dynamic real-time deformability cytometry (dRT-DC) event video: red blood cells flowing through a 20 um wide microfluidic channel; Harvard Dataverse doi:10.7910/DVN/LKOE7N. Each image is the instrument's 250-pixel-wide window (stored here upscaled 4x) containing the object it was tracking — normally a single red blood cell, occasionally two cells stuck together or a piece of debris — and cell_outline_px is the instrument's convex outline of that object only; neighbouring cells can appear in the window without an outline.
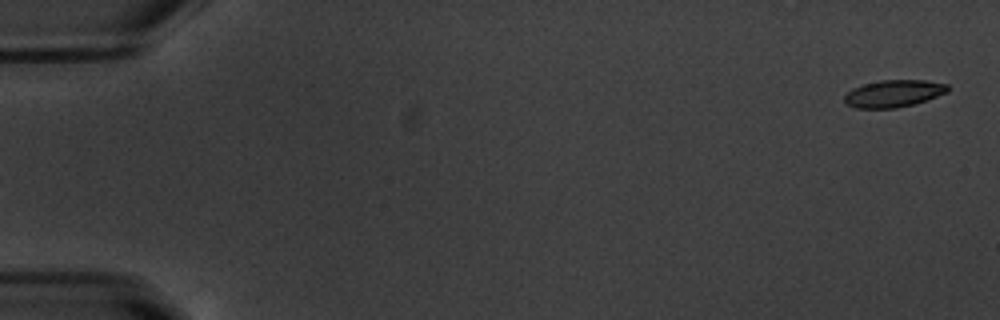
{"species": "common noctule bat (a hibernating species)", "species_latin": "Nyctalus noctula", "temperature_condition": "warm", "stored_images_in_passage": 54, "camera_frame_rate_fps": 3000, "um_per_image_px": 0.085, "animal": {"sex": "male", "body_mass_g": 20.1, "forearm_length_mm": 53.5}, "frame": {"image": 1, "passage_image": 1, "time_ms": 0.0, "image_size_px": [1000, 320], "cell_outline_px": [[948, 92], [912, 104], [896, 108], [856, 108], [848, 104], [844, 100], [844, 96], [852, 88], [864, 84], [880, 80], [924, 80], [948, 84]], "centroid_in_image_um": [75.94, 7.94], "position_along_channel_um": 9.1, "area_um2": 16.13}}
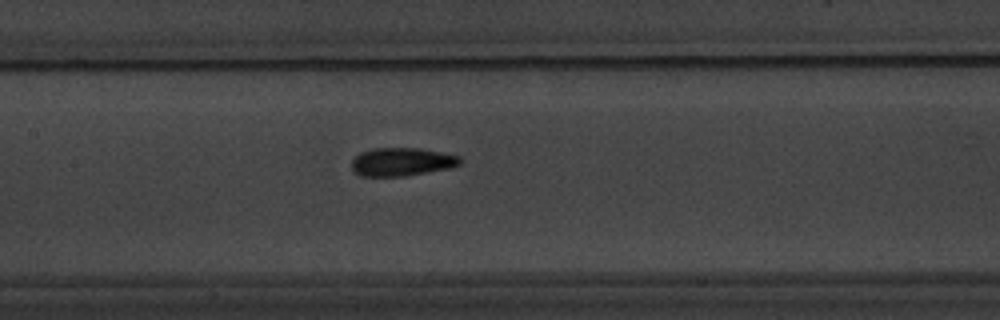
{"frame": {"image": 2, "passage_image": 26, "time_ms": 8.333, "image_size_px": [1000, 320], "cell_outline_px": [[460, 164], [448, 168], [404, 176], [360, 176], [352, 172], [352, 160], [360, 152], [372, 148], [420, 148], [460, 156]], "centroid_in_image_um": [34.09, 13.75], "position_along_channel_um": 173.3, "area_um2": 17.8}}
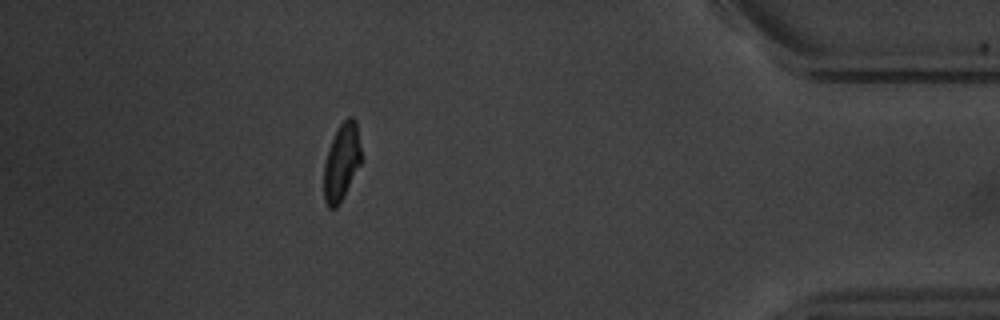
{"frame": {"image": 3, "passage_image": 48, "time_ms": 15.667, "image_size_px": [1000, 320], "cell_outline_px": [[364, 160], [336, 208], [328, 208], [324, 200], [324, 164], [328, 148], [340, 124], [348, 116], [352, 116], [356, 120]], "centroid_in_image_um": [29.07, 13.75], "position_along_channel_um": 406.1, "area_um2": 17.05}, "authors_computed_cell_mechanics": {"area_um2": 17.3111, "velocity_mm_per_s": 3.7695, "shape_relaxation_time_tau1_ms": 3.4341, "shape_relaxation_time_tau2_ms": 2.0648, "deformation_change_tau1": 0.1311, "deformation_change_tau2": 0.0678}}